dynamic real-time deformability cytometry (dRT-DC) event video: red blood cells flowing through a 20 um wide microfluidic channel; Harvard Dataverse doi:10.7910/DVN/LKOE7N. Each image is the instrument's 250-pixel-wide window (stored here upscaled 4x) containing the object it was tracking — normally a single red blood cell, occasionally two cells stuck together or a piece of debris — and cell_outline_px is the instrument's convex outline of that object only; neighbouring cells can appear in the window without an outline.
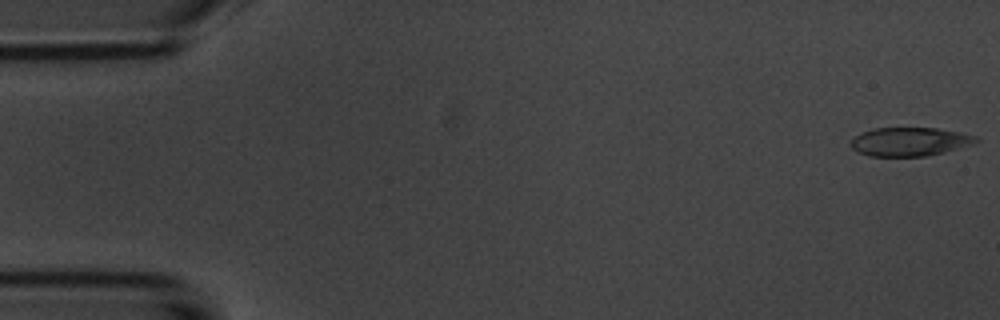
{"species": "common noctule bat (a hibernating species)", "species_latin": "Nyctalus noctula", "temperature_condition": "room temperature", "stored_images_in_passage": 54, "camera_frame_rate_fps": 3000, "um_per_image_px": 0.085, "animal": {"sex": "male", "body_mass_g": 20.1, "forearm_length_mm": 53.5}, "frame": {"image": 1, "passage_image": 1, "time_ms": 0.0, "image_size_px": [1000, 320], "cell_outline_px": [[980, 140], [976, 144], [944, 152], [924, 156], [868, 156], [856, 152], [848, 144], [860, 132], [872, 128], [936, 128], [960, 132], [976, 136]], "centroid_in_image_um": [77.32, 12.04], "position_along_channel_um": 7.7, "area_um2": 21.15}}
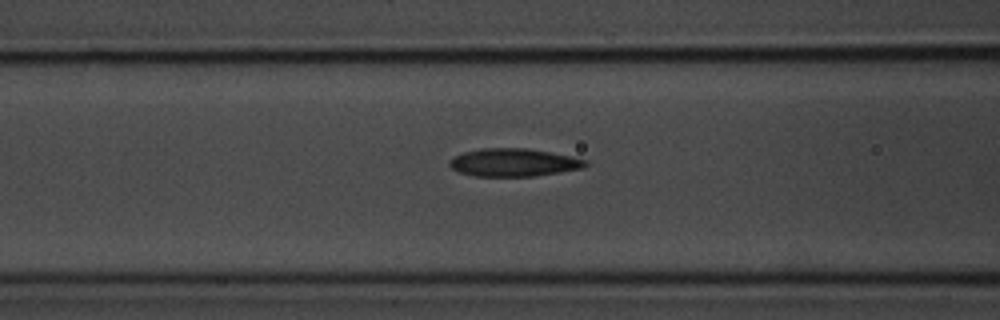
{"frame": {"image": 2, "passage_image": 21, "time_ms": 6.667, "image_size_px": [1000, 320], "cell_outline_px": [[588, 164], [584, 168], [560, 172], [532, 176], [472, 176], [460, 172], [452, 168], [448, 164], [452, 156], [464, 152], [484, 148], [528, 148], [572, 156], [588, 160]], "centroid_in_image_um": [43.67, 13.81], "position_along_channel_um": 122.9, "area_um2": 22.2}}
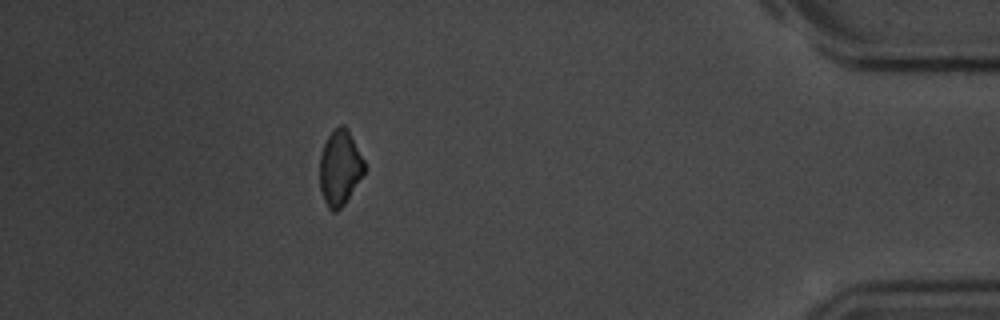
{"frame": {"image": 3, "passage_image": 48, "time_ms": 15.667, "image_size_px": [1000, 320], "cell_outline_px": [[364, 172], [344, 204], [336, 212], [332, 212], [328, 208], [324, 200], [320, 188], [320, 156], [324, 144], [332, 128], [340, 124], [344, 124], [348, 128], [364, 160]], "centroid_in_image_um": [28.87, 14.22], "position_along_channel_um": 406.3, "area_um2": 19.54}, "authors_computed_cell_mechanics": {"area_um2": 21.5883, "velocity_mm_per_s": 3.7129, "shape_relaxation_time_tau1_ms": 3.0117, "shape_relaxation_time_tau2_ms": 5.3459, "deformation_change_tau1": 0.1305, "deformation_change_tau2": 0.1218}}